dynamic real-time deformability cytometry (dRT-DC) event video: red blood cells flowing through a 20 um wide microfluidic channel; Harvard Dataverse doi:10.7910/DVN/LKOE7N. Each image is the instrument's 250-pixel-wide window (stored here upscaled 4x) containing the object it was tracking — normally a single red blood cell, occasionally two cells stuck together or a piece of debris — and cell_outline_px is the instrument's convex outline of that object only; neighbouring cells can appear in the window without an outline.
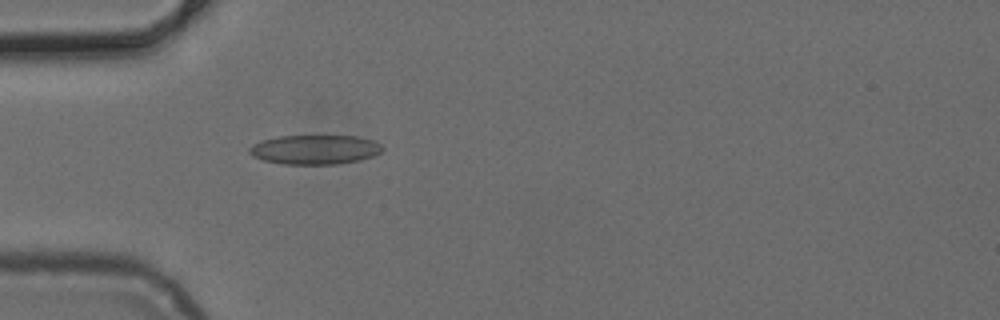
{"species": "common noctule bat (a hibernating species)", "species_latin": "Nyctalus noctula", "temperature_condition": "cold", "stored_images_in_passage": 36, "camera_frame_rate_fps": 3000, "um_per_image_px": 0.085, "animal": {"sex": "female", "body_mass_g": 24.6, "forearm_length_mm": 56.2}, "frame": {"image": 1, "passage_image": 1, "time_ms": 0.0, "image_size_px": [1000, 320], "cell_outline_px": [[384, 148], [380, 152], [372, 156], [360, 160], [336, 164], [284, 164], [264, 160], [252, 156], [248, 152], [248, 148], [252, 144], [276, 136], [356, 136], [372, 140], [380, 144]], "centroid_in_image_um": [26.74, 12.71], "position_along_channel_um": 58.3, "area_um2": 22.72}}
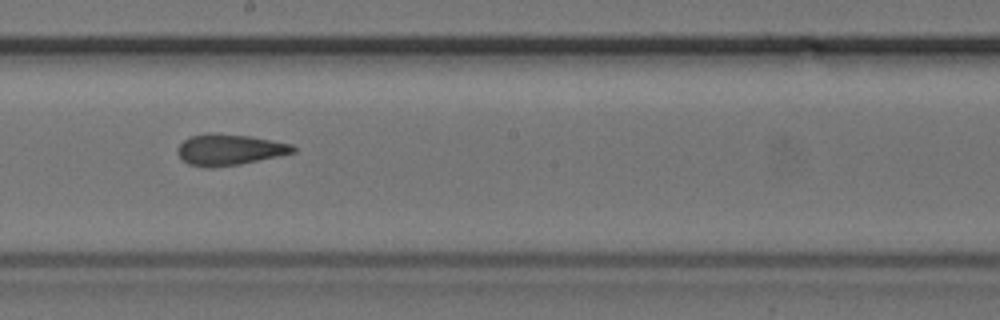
{"frame": {"image": 2, "passage_image": 14, "time_ms": 4.333, "image_size_px": [1000, 320], "cell_outline_px": [[296, 152], [240, 164], [212, 168], [208, 168], [188, 164], [176, 152], [176, 148], [184, 140], [192, 136], [212, 132], [216, 132], [248, 136], [292, 144], [296, 148]], "centroid_in_image_um": [19.48, 12.72], "position_along_channel_um": 228.7, "area_um2": 20.87}}
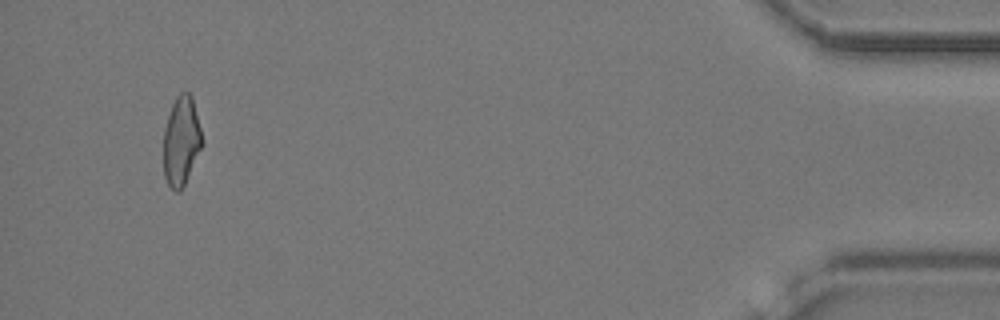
{"frame": {"image": 3, "passage_image": 34, "time_ms": 11.0, "image_size_px": [1000, 320], "cell_outline_px": [[204, 144], [180, 192], [176, 192], [168, 184], [164, 176], [164, 128], [172, 104], [176, 96], [180, 92], [188, 92], [192, 96], [204, 140]], "centroid_in_image_um": [15.43, 11.97], "position_along_channel_um": 419.8, "area_um2": 20.17}}